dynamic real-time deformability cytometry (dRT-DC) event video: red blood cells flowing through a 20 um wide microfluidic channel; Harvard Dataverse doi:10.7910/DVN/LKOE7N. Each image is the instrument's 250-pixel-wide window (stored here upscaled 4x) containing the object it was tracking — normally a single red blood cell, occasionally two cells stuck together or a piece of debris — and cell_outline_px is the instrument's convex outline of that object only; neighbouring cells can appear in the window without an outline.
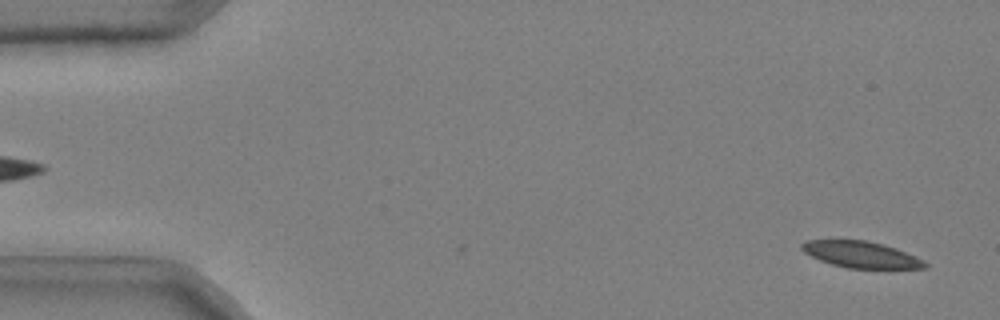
{"species": "common noctule bat (a hibernating species)", "species_latin": "Nyctalus noctula", "temperature_condition": "cold", "stored_images_in_passage": 51, "camera_frame_rate_fps": 3000, "um_per_image_px": 0.085, "animal": {"sex": "male", "body_mass_g": 20.4}, "frame": {"image": 1, "passage_image": 2, "time_ms": 0.333, "image_size_px": [1000, 320], "cell_outline_px": [[928, 264], [924, 268], [848, 268], [832, 264], [820, 260], [804, 252], [800, 248], [800, 244], [804, 240], [868, 240], [884, 244], [896, 248]], "centroid_in_image_um": [73.11, 21.62], "position_along_channel_um": 11.9, "area_um2": 18.67}}
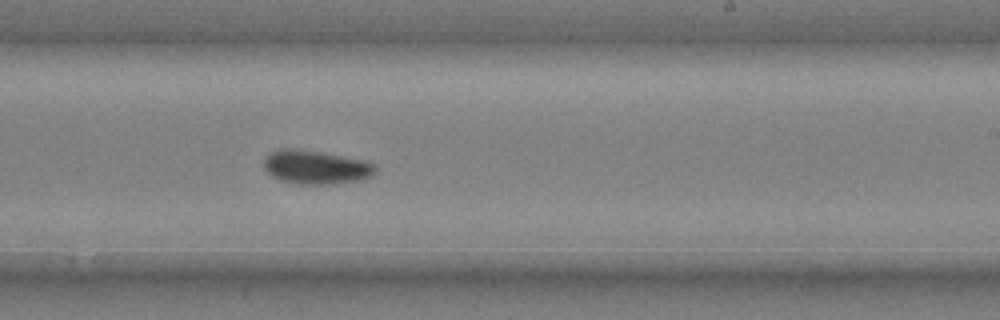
{"frame": {"image": 2, "passage_image": 32, "time_ms": 10.333, "image_size_px": [1000, 320], "cell_outline_px": [[376, 172], [372, 176], [356, 180], [328, 184], [296, 184], [280, 180], [272, 176], [264, 168], [264, 160], [268, 152], [280, 148], [292, 148], [320, 152], [368, 160], [376, 164]], "centroid_in_image_um": [26.84, 14.19], "position_along_channel_um": 262.2, "area_um2": 22.08}}
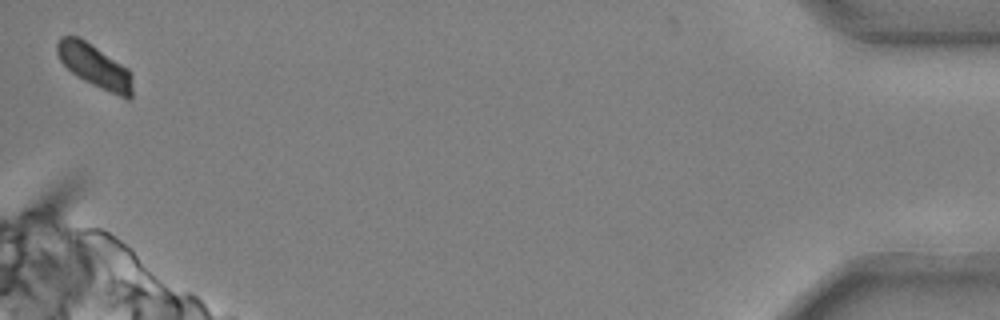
{"frame": {"image": 3, "passage_image": 51, "time_ms": 16.667, "image_size_px": [1000, 320], "cell_outline_px": [[132, 96], [128, 100], [92, 84], [76, 76], [60, 60], [56, 52], [56, 44], [60, 36], [76, 36], [84, 40], [128, 68], [132, 72]], "centroid_in_image_um": [8.06, 5.62], "position_along_channel_um": 427.1, "area_um2": 18.79}, "authors_computed_cell_mechanics": {"area_um2": 20.5768, "velocity_mm_per_s": 3.6878, "shape_relaxation_time_tau1_ms": 3.1839, "shape_relaxation_time_tau2_ms": 6.3154, "deformation_change_tau1": 0.0976, "deformation_change_tau2": 0.0859}}